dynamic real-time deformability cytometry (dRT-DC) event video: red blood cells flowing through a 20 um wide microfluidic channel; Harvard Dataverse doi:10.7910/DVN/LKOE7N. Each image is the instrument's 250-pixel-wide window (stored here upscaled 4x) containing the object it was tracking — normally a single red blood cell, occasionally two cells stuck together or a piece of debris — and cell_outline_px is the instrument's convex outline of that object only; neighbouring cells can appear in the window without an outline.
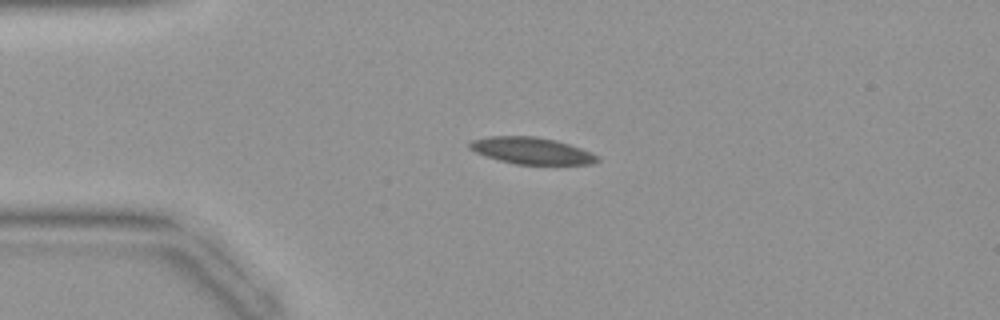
{"species": "common noctule bat (a hibernating species)", "species_latin": "Nyctalus noctula", "temperature_condition": "warm", "stored_images_in_passage": 36, "camera_frame_rate_fps": 3000, "um_per_image_px": 0.085, "animal": {"sex": "female", "body_mass_g": 19.9}, "frame": {"image": 1, "passage_image": 9, "time_ms": 2.667, "image_size_px": [1000, 320], "cell_outline_px": [[600, 160], [592, 164], [516, 164], [500, 160], [476, 152], [468, 148], [468, 144], [472, 140], [488, 136], [536, 136], [556, 140], [592, 152], [600, 156]], "centroid_in_image_um": [45.21, 12.8], "position_along_channel_um": 39.8, "area_um2": 19.83}}
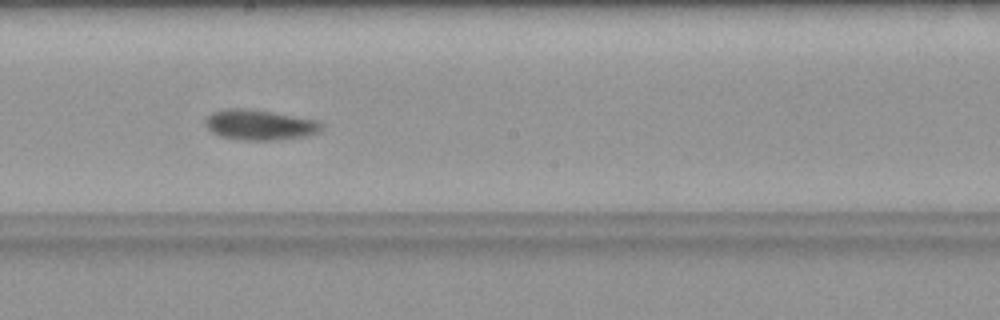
{"frame": {"image": 2, "passage_image": 23, "time_ms": 7.333, "image_size_px": [1000, 320], "cell_outline_px": [[324, 128], [320, 132], [308, 136], [280, 140], [244, 140], [220, 136], [212, 132], [204, 124], [208, 116], [212, 112], [228, 108], [244, 108], [272, 112], [320, 120], [324, 124]], "centroid_in_image_um": [22.15, 10.62], "position_along_channel_um": 226.1, "area_um2": 20.81}}
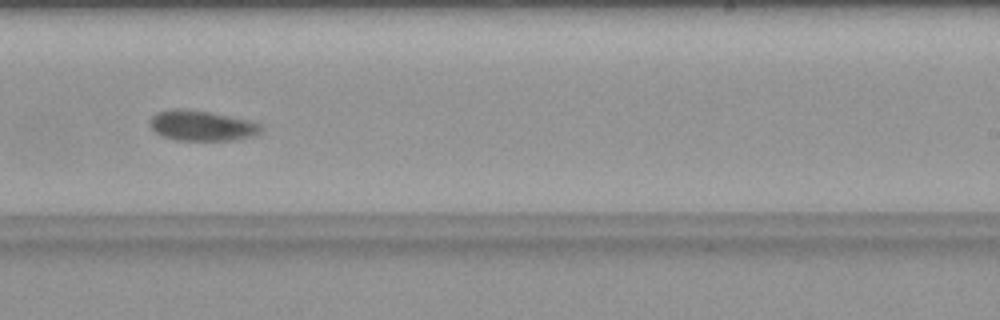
{"frame": {"image": 3, "passage_image": 26, "time_ms": 8.333, "image_size_px": [1000, 320], "cell_outline_px": [[264, 128], [260, 132], [252, 136], [232, 140], [176, 140], [160, 136], [148, 124], [148, 120], [156, 112], [172, 108], [184, 108], [212, 112], [248, 120], [264, 124]], "centroid_in_image_um": [17.13, 10.66], "position_along_channel_um": 271.9, "area_um2": 20.0}}